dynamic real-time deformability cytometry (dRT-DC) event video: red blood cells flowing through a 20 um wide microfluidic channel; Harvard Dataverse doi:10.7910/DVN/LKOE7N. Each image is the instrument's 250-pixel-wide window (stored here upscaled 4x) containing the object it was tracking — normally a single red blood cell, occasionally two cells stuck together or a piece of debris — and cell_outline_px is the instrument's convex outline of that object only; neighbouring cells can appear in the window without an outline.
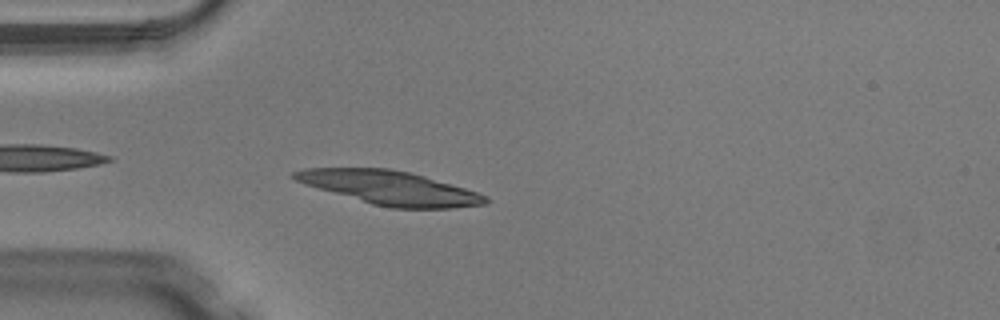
{"species": "Egyptian fruit bat (a non-hibernating species)", "species_latin": "Rousettus aegyptiacus", "temperature_condition": "warm", "stored_images_in_passage": 48, "camera_frame_rate_fps": 3000, "um_per_image_px": 0.085, "animal": {"sex": "male"}, "frame": {"image": 1, "passage_image": 13, "time_ms": 4.0, "image_size_px": [1000, 320], "cell_outline_px": [[492, 200], [488, 204], [452, 208], [392, 208], [372, 204], [304, 184], [288, 176], [292, 172], [304, 168], [388, 168], [408, 172], [424, 176], [464, 188], [488, 196]], "centroid_in_image_um": [33.14, 15.96], "position_along_channel_um": 51.9, "area_um2": 37.45}}